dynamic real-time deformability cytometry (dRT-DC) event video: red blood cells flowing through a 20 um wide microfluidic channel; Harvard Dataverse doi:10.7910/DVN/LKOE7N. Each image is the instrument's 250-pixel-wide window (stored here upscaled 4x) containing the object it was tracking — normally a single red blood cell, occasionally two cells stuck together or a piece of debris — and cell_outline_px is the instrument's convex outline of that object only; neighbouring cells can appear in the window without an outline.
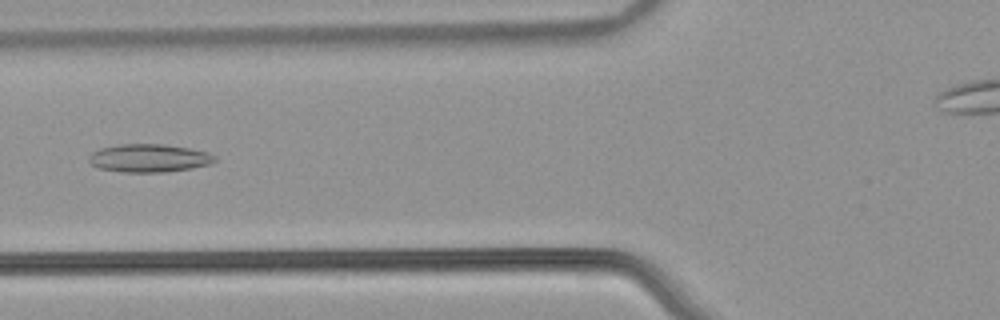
{"species": "common noctule bat (a hibernating species)", "species_latin": "Nyctalus noctula", "temperature_condition": "warm", "stored_images_in_passage": 48, "camera_frame_rate_fps": 3000, "um_per_image_px": 0.085, "animal": {"sex": "male", "body_mass_g": 21.5, "forearm_length_mm": 52.0}, "frame": {"image": 1, "passage_image": 21, "time_ms": 6.667, "image_size_px": [1000, 320], "cell_outline_px": [[216, 160], [212, 164], [192, 168], [164, 172], [120, 172], [100, 168], [92, 164], [88, 160], [88, 156], [92, 152], [100, 148], [120, 144], [164, 144], [188, 148], [208, 152], [216, 156]], "centroid_in_image_um": [12.68, 13.44], "position_along_channel_um": 113.1, "area_um2": 20.69}}
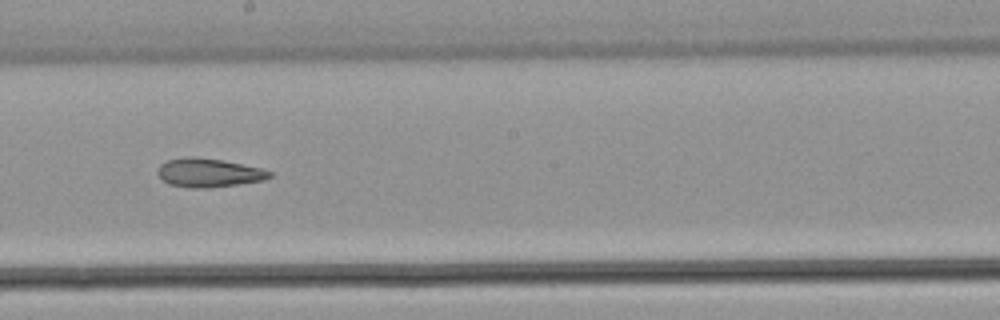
{"frame": {"image": 2, "passage_image": 30, "time_ms": 9.667, "image_size_px": [1000, 320], "cell_outline_px": [[272, 176], [264, 180], [208, 188], [188, 188], [168, 184], [156, 172], [160, 164], [168, 160], [188, 156], [220, 160], [260, 168], [272, 172]], "centroid_in_image_um": [17.71, 14.69], "position_along_channel_um": 230.5, "area_um2": 18.5}}
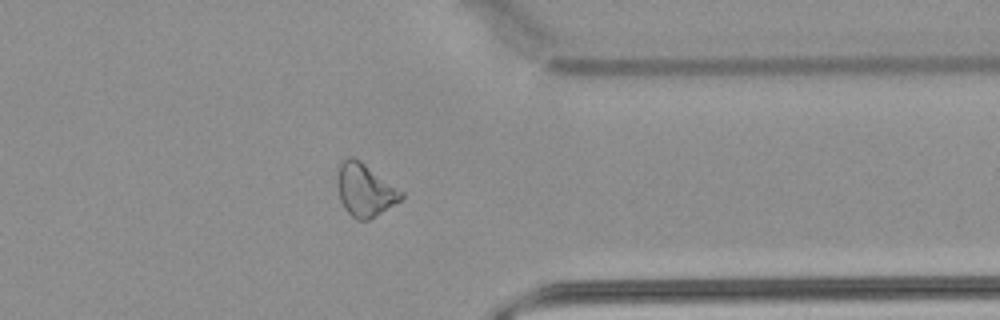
{"frame": {"image": 3, "passage_image": 42, "time_ms": 13.667, "image_size_px": [1000, 320], "cell_outline_px": [[404, 196], [400, 200], [376, 216], [368, 220], [356, 220], [344, 208], [340, 200], [336, 184], [336, 180], [340, 164], [348, 156], [352, 156], [360, 160], [404, 192]], "centroid_in_image_um": [31.0, 16.15], "position_along_channel_um": 380.4, "area_um2": 19.65}}